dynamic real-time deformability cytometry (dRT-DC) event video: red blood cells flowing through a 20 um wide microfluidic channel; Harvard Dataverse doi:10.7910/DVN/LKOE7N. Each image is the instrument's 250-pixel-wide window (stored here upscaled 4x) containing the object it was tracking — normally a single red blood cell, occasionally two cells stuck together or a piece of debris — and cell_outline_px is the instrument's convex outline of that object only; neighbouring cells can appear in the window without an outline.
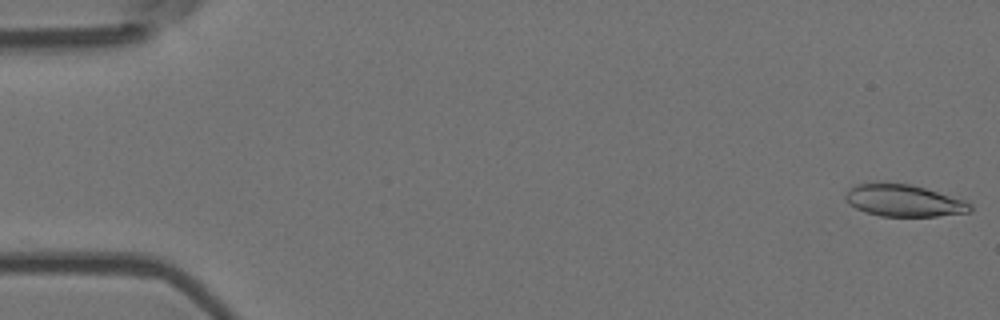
{"species": "Egyptian fruit bat (a non-hibernating species)", "species_latin": "Rousettus aegyptiacus", "temperature_condition": "room temperature", "stored_images_in_passage": 5, "camera_frame_rate_fps": 3000, "um_per_image_px": 0.085, "animal": {"sex": "female"}, "frame": {"image": 1, "passage_image": 1, "time_ms": 0.0, "image_size_px": [1000, 320], "cell_outline_px": [[972, 212], [936, 216], [880, 216], [864, 212], [848, 204], [844, 200], [844, 196], [848, 188], [856, 184], [912, 184], [964, 200], [972, 204]], "centroid_in_image_um": [76.81, 17.07], "position_along_channel_um": 8.2, "area_um2": 23.12}}
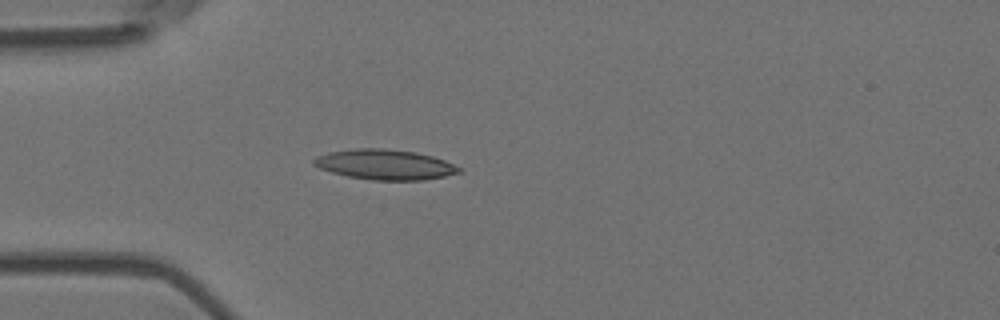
{"frame": {"image": 2, "passage_image": 5, "time_ms": 1.333, "image_size_px": [1000, 320], "cell_outline_px": [[464, 168], [460, 172], [444, 176], [424, 180], [372, 180], [348, 176], [332, 172], [320, 168], [312, 164], [312, 160], [316, 156], [328, 152], [356, 148], [384, 148], [416, 152], [432, 156], [444, 160]], "centroid_in_image_um": [32.72, 13.98], "position_along_channel_um": 52.3, "area_um2": 25.61}}